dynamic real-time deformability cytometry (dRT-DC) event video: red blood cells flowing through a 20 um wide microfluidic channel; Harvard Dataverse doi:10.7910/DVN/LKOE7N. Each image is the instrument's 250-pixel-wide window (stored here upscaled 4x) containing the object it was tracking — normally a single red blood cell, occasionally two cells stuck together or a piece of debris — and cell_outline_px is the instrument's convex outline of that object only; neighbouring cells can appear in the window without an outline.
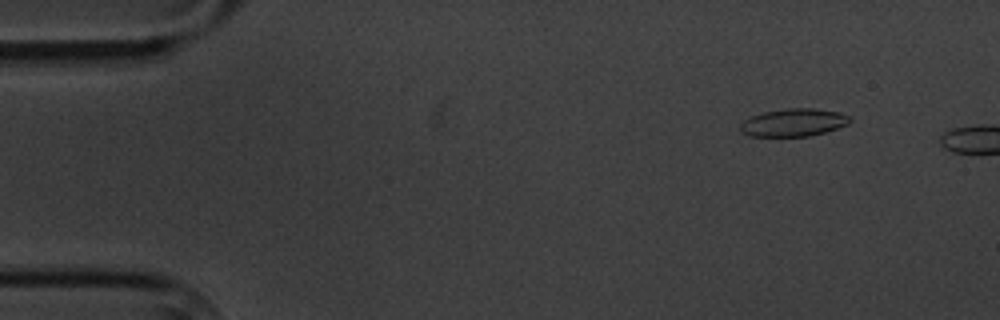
{"species": "common noctule bat (a hibernating species)", "species_latin": "Nyctalus noctula", "temperature_condition": "cold", "stored_images_in_passage": 4, "camera_frame_rate_fps": 3000, "um_per_image_px": 0.085, "animal": {"sex": "male", "body_mass_g": 20.1, "forearm_length_mm": 53.5}, "frame": {"image": 1, "passage_image": 2, "time_ms": 1.0, "image_size_px": [1000, 320], "cell_outline_px": [[852, 120], [848, 124], [824, 132], [808, 136], [748, 136], [740, 132], [740, 124], [744, 120], [752, 116], [764, 112], [788, 108], [812, 108], [840, 112], [848, 116]], "centroid_in_image_um": [67.43, 10.41], "position_along_channel_um": 17.6, "area_um2": 17.63}}